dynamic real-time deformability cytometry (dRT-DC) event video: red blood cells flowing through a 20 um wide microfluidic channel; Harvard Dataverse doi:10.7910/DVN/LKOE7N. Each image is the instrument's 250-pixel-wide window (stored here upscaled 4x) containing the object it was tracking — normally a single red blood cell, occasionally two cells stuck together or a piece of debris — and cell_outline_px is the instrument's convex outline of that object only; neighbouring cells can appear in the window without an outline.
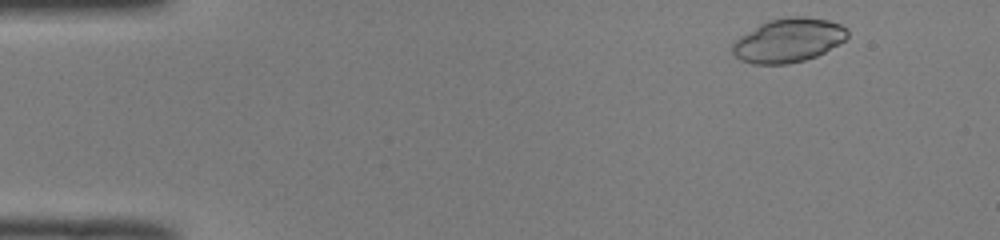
{"species": "common noctule bat (a hibernating species)", "species_latin": "Nyctalus noctula", "temperature_condition": "room temperature", "stored_images_in_passage": 46, "camera_frame_rate_fps": 3000, "um_per_image_px": 0.085, "animal": {"sex": "male", "body_mass_g": 19.0, "forearm_length_mm": 50.8}, "frame": {"image": 1, "passage_image": 2, "time_ms": 0.333, "image_size_px": [1000, 240], "cell_outline_px": [[848, 36], [844, 40], [824, 52], [816, 56], [804, 60], [788, 64], [752, 64], [740, 60], [732, 52], [732, 44], [740, 36], [760, 24], [768, 20], [792, 16], [804, 16], [828, 20], [840, 24], [848, 28]], "centroid_in_image_um": [67.01, 3.42], "position_along_channel_um": 18.0, "area_um2": 29.36}}